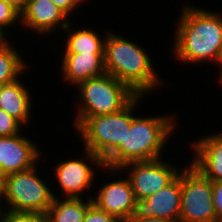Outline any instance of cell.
I'll return each mask as SVG.
<instances>
[{
  "label": "cell",
  "instance_id": "cell-24",
  "mask_svg": "<svg viewBox=\"0 0 222 222\" xmlns=\"http://www.w3.org/2000/svg\"><path fill=\"white\" fill-rule=\"evenodd\" d=\"M212 199L218 222H222V181L212 182Z\"/></svg>",
  "mask_w": 222,
  "mask_h": 222
},
{
  "label": "cell",
  "instance_id": "cell-1",
  "mask_svg": "<svg viewBox=\"0 0 222 222\" xmlns=\"http://www.w3.org/2000/svg\"><path fill=\"white\" fill-rule=\"evenodd\" d=\"M177 25L175 55L187 63L222 58V16L206 11L185 7Z\"/></svg>",
  "mask_w": 222,
  "mask_h": 222
},
{
  "label": "cell",
  "instance_id": "cell-18",
  "mask_svg": "<svg viewBox=\"0 0 222 222\" xmlns=\"http://www.w3.org/2000/svg\"><path fill=\"white\" fill-rule=\"evenodd\" d=\"M65 53L104 54L105 40H101L94 30L84 29L75 32L67 30Z\"/></svg>",
  "mask_w": 222,
  "mask_h": 222
},
{
  "label": "cell",
  "instance_id": "cell-3",
  "mask_svg": "<svg viewBox=\"0 0 222 222\" xmlns=\"http://www.w3.org/2000/svg\"><path fill=\"white\" fill-rule=\"evenodd\" d=\"M172 117H133L124 141L103 162L104 167L121 170L127 163L160 158L174 123Z\"/></svg>",
  "mask_w": 222,
  "mask_h": 222
},
{
  "label": "cell",
  "instance_id": "cell-29",
  "mask_svg": "<svg viewBox=\"0 0 222 222\" xmlns=\"http://www.w3.org/2000/svg\"><path fill=\"white\" fill-rule=\"evenodd\" d=\"M2 208H0V222H3L5 217H6V214H7V210H5V212L2 213Z\"/></svg>",
  "mask_w": 222,
  "mask_h": 222
},
{
  "label": "cell",
  "instance_id": "cell-20",
  "mask_svg": "<svg viewBox=\"0 0 222 222\" xmlns=\"http://www.w3.org/2000/svg\"><path fill=\"white\" fill-rule=\"evenodd\" d=\"M18 20H21V12L10 3L0 0V33L4 35L3 29L13 26Z\"/></svg>",
  "mask_w": 222,
  "mask_h": 222
},
{
  "label": "cell",
  "instance_id": "cell-12",
  "mask_svg": "<svg viewBox=\"0 0 222 222\" xmlns=\"http://www.w3.org/2000/svg\"><path fill=\"white\" fill-rule=\"evenodd\" d=\"M63 13L51 0H29L27 6L21 11V21L25 27L37 33H50L57 27L68 29L70 24Z\"/></svg>",
  "mask_w": 222,
  "mask_h": 222
},
{
  "label": "cell",
  "instance_id": "cell-17",
  "mask_svg": "<svg viewBox=\"0 0 222 222\" xmlns=\"http://www.w3.org/2000/svg\"><path fill=\"white\" fill-rule=\"evenodd\" d=\"M83 200L82 197H69L61 201L55 196L46 213L48 222H83L88 207L93 203L92 198L87 202Z\"/></svg>",
  "mask_w": 222,
  "mask_h": 222
},
{
  "label": "cell",
  "instance_id": "cell-2",
  "mask_svg": "<svg viewBox=\"0 0 222 222\" xmlns=\"http://www.w3.org/2000/svg\"><path fill=\"white\" fill-rule=\"evenodd\" d=\"M149 57L142 47L112 32L105 37V72L137 95L146 94L161 82Z\"/></svg>",
  "mask_w": 222,
  "mask_h": 222
},
{
  "label": "cell",
  "instance_id": "cell-32",
  "mask_svg": "<svg viewBox=\"0 0 222 222\" xmlns=\"http://www.w3.org/2000/svg\"><path fill=\"white\" fill-rule=\"evenodd\" d=\"M3 85H4V84H3L2 82H0V90H1V88L3 87Z\"/></svg>",
  "mask_w": 222,
  "mask_h": 222
},
{
  "label": "cell",
  "instance_id": "cell-22",
  "mask_svg": "<svg viewBox=\"0 0 222 222\" xmlns=\"http://www.w3.org/2000/svg\"><path fill=\"white\" fill-rule=\"evenodd\" d=\"M21 124L6 113L3 109H0V136H12L20 133L19 130Z\"/></svg>",
  "mask_w": 222,
  "mask_h": 222
},
{
  "label": "cell",
  "instance_id": "cell-26",
  "mask_svg": "<svg viewBox=\"0 0 222 222\" xmlns=\"http://www.w3.org/2000/svg\"><path fill=\"white\" fill-rule=\"evenodd\" d=\"M125 222H173L170 220L166 219H161L157 217H152V218H136L133 215L127 219Z\"/></svg>",
  "mask_w": 222,
  "mask_h": 222
},
{
  "label": "cell",
  "instance_id": "cell-4",
  "mask_svg": "<svg viewBox=\"0 0 222 222\" xmlns=\"http://www.w3.org/2000/svg\"><path fill=\"white\" fill-rule=\"evenodd\" d=\"M142 95H137L121 111L93 117H75L74 124L82 134L85 155L88 161L104 167L103 162L124 141L130 130L134 109Z\"/></svg>",
  "mask_w": 222,
  "mask_h": 222
},
{
  "label": "cell",
  "instance_id": "cell-21",
  "mask_svg": "<svg viewBox=\"0 0 222 222\" xmlns=\"http://www.w3.org/2000/svg\"><path fill=\"white\" fill-rule=\"evenodd\" d=\"M3 222H48L46 213L8 211Z\"/></svg>",
  "mask_w": 222,
  "mask_h": 222
},
{
  "label": "cell",
  "instance_id": "cell-28",
  "mask_svg": "<svg viewBox=\"0 0 222 222\" xmlns=\"http://www.w3.org/2000/svg\"><path fill=\"white\" fill-rule=\"evenodd\" d=\"M5 176L0 173V199L4 197Z\"/></svg>",
  "mask_w": 222,
  "mask_h": 222
},
{
  "label": "cell",
  "instance_id": "cell-7",
  "mask_svg": "<svg viewBox=\"0 0 222 222\" xmlns=\"http://www.w3.org/2000/svg\"><path fill=\"white\" fill-rule=\"evenodd\" d=\"M182 171L179 222H218L212 199V181L192 164Z\"/></svg>",
  "mask_w": 222,
  "mask_h": 222
},
{
  "label": "cell",
  "instance_id": "cell-15",
  "mask_svg": "<svg viewBox=\"0 0 222 222\" xmlns=\"http://www.w3.org/2000/svg\"><path fill=\"white\" fill-rule=\"evenodd\" d=\"M63 78L74 85L104 75V54L63 53Z\"/></svg>",
  "mask_w": 222,
  "mask_h": 222
},
{
  "label": "cell",
  "instance_id": "cell-6",
  "mask_svg": "<svg viewBox=\"0 0 222 222\" xmlns=\"http://www.w3.org/2000/svg\"><path fill=\"white\" fill-rule=\"evenodd\" d=\"M36 166L5 176L4 199L13 212L47 213L56 196L39 176Z\"/></svg>",
  "mask_w": 222,
  "mask_h": 222
},
{
  "label": "cell",
  "instance_id": "cell-16",
  "mask_svg": "<svg viewBox=\"0 0 222 222\" xmlns=\"http://www.w3.org/2000/svg\"><path fill=\"white\" fill-rule=\"evenodd\" d=\"M31 100L28 88L24 87L19 79L4 84L0 90V109L21 125L30 119Z\"/></svg>",
  "mask_w": 222,
  "mask_h": 222
},
{
  "label": "cell",
  "instance_id": "cell-10",
  "mask_svg": "<svg viewBox=\"0 0 222 222\" xmlns=\"http://www.w3.org/2000/svg\"><path fill=\"white\" fill-rule=\"evenodd\" d=\"M40 153L30 140L19 133L0 136V173L7 176L28 170L36 165Z\"/></svg>",
  "mask_w": 222,
  "mask_h": 222
},
{
  "label": "cell",
  "instance_id": "cell-25",
  "mask_svg": "<svg viewBox=\"0 0 222 222\" xmlns=\"http://www.w3.org/2000/svg\"><path fill=\"white\" fill-rule=\"evenodd\" d=\"M63 13L69 16L84 0H51Z\"/></svg>",
  "mask_w": 222,
  "mask_h": 222
},
{
  "label": "cell",
  "instance_id": "cell-11",
  "mask_svg": "<svg viewBox=\"0 0 222 222\" xmlns=\"http://www.w3.org/2000/svg\"><path fill=\"white\" fill-rule=\"evenodd\" d=\"M93 203L120 222L129 219L135 210L136 198L129 178L109 182L102 186Z\"/></svg>",
  "mask_w": 222,
  "mask_h": 222
},
{
  "label": "cell",
  "instance_id": "cell-8",
  "mask_svg": "<svg viewBox=\"0 0 222 222\" xmlns=\"http://www.w3.org/2000/svg\"><path fill=\"white\" fill-rule=\"evenodd\" d=\"M161 158L127 163L121 169H132L129 180L136 200H144L171 183L178 175V169L160 161ZM132 166V167H131Z\"/></svg>",
  "mask_w": 222,
  "mask_h": 222
},
{
  "label": "cell",
  "instance_id": "cell-19",
  "mask_svg": "<svg viewBox=\"0 0 222 222\" xmlns=\"http://www.w3.org/2000/svg\"><path fill=\"white\" fill-rule=\"evenodd\" d=\"M9 43L0 44V82L3 84L17 80L25 69L24 61Z\"/></svg>",
  "mask_w": 222,
  "mask_h": 222
},
{
  "label": "cell",
  "instance_id": "cell-31",
  "mask_svg": "<svg viewBox=\"0 0 222 222\" xmlns=\"http://www.w3.org/2000/svg\"><path fill=\"white\" fill-rule=\"evenodd\" d=\"M220 66H221V68H222V58H221V61H220ZM220 80L222 81V69H221V78H220ZM222 83V82H221Z\"/></svg>",
  "mask_w": 222,
  "mask_h": 222
},
{
  "label": "cell",
  "instance_id": "cell-9",
  "mask_svg": "<svg viewBox=\"0 0 222 222\" xmlns=\"http://www.w3.org/2000/svg\"><path fill=\"white\" fill-rule=\"evenodd\" d=\"M181 212V173L166 187L148 196L144 200H136L133 216L136 218H152L179 222Z\"/></svg>",
  "mask_w": 222,
  "mask_h": 222
},
{
  "label": "cell",
  "instance_id": "cell-23",
  "mask_svg": "<svg viewBox=\"0 0 222 222\" xmlns=\"http://www.w3.org/2000/svg\"><path fill=\"white\" fill-rule=\"evenodd\" d=\"M83 222H120L114 216L108 214L104 210L99 209L92 203L86 212Z\"/></svg>",
  "mask_w": 222,
  "mask_h": 222
},
{
  "label": "cell",
  "instance_id": "cell-13",
  "mask_svg": "<svg viewBox=\"0 0 222 222\" xmlns=\"http://www.w3.org/2000/svg\"><path fill=\"white\" fill-rule=\"evenodd\" d=\"M192 145L197 156L191 164L212 182L222 181V134L205 136Z\"/></svg>",
  "mask_w": 222,
  "mask_h": 222
},
{
  "label": "cell",
  "instance_id": "cell-5",
  "mask_svg": "<svg viewBox=\"0 0 222 222\" xmlns=\"http://www.w3.org/2000/svg\"><path fill=\"white\" fill-rule=\"evenodd\" d=\"M80 101L77 117H93L121 111L136 96L126 84L110 74L90 78L78 85Z\"/></svg>",
  "mask_w": 222,
  "mask_h": 222
},
{
  "label": "cell",
  "instance_id": "cell-14",
  "mask_svg": "<svg viewBox=\"0 0 222 222\" xmlns=\"http://www.w3.org/2000/svg\"><path fill=\"white\" fill-rule=\"evenodd\" d=\"M94 169L82 159L60 162L55 168V175L66 198H80L83 190L91 187Z\"/></svg>",
  "mask_w": 222,
  "mask_h": 222
},
{
  "label": "cell",
  "instance_id": "cell-27",
  "mask_svg": "<svg viewBox=\"0 0 222 222\" xmlns=\"http://www.w3.org/2000/svg\"><path fill=\"white\" fill-rule=\"evenodd\" d=\"M13 5L19 12H21L28 4L29 0H4Z\"/></svg>",
  "mask_w": 222,
  "mask_h": 222
},
{
  "label": "cell",
  "instance_id": "cell-30",
  "mask_svg": "<svg viewBox=\"0 0 222 222\" xmlns=\"http://www.w3.org/2000/svg\"><path fill=\"white\" fill-rule=\"evenodd\" d=\"M4 38H5L4 35H2L0 33V44L4 43L6 41V38L5 39Z\"/></svg>",
  "mask_w": 222,
  "mask_h": 222
}]
</instances>
